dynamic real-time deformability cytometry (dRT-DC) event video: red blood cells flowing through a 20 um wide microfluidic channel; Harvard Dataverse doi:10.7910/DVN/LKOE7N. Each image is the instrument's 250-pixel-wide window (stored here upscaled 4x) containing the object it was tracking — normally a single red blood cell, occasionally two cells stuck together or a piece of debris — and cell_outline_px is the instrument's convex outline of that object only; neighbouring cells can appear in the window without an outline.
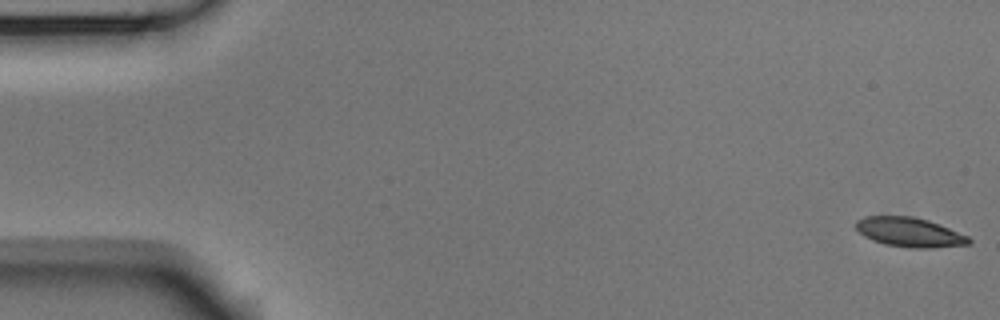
{"species": "Egyptian fruit bat (a non-hibernating species)", "species_latin": "Rousettus aegyptiacus", "temperature_condition": "room temperature", "stored_images_in_passage": 55, "camera_frame_rate_fps": 3000, "um_per_image_px": 0.085, "animal": {"sex": "male"}, "frame": {"image": 1, "passage_image": 1, "time_ms": 0.0, "image_size_px": [1000, 320], "cell_outline_px": [[972, 240], [968, 244], [928, 248], [912, 248], [884, 244], [872, 240], [864, 236], [856, 228], [856, 220], [864, 216], [912, 216], [928, 220], [968, 236]], "centroid_in_image_um": [77.28, 19.73], "position_along_channel_um": 7.7, "area_um2": 19.19}}
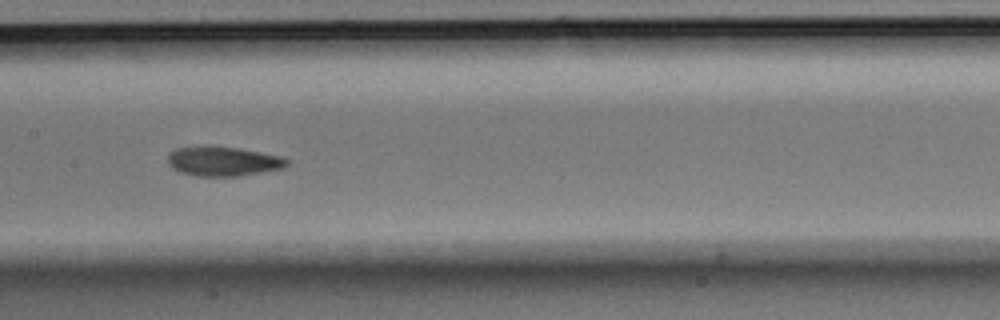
{"frame": {"image": 2, "passage_image": 27, "time_ms": 8.667, "image_size_px": [1000, 320], "cell_outline_px": [[288, 164], [284, 168], [240, 176], [196, 176], [180, 172], [172, 168], [168, 164], [168, 152], [176, 148], [204, 144], [208, 144], [236, 148], [284, 156], [288, 160]], "centroid_in_image_um": [18.93, 13.69], "position_along_channel_um": 188.5, "area_um2": 20.98}}
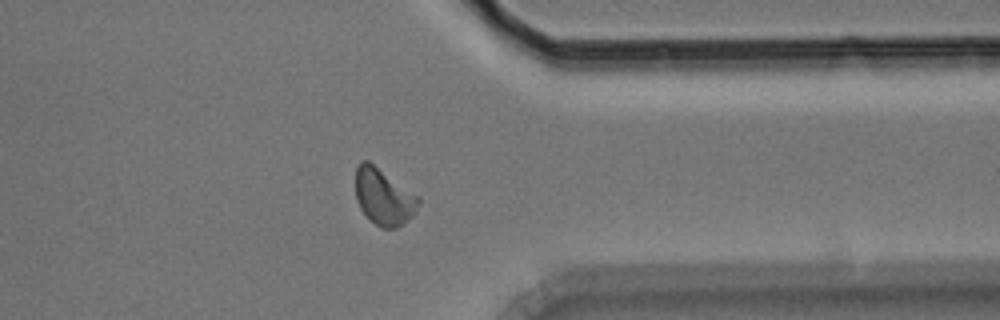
{"frame": {"image": 3, "passage_image": 43, "time_ms": 14.0, "image_size_px": [1000, 320], "cell_outline_px": [[420, 204], [412, 216], [408, 220], [396, 228], [380, 228], [360, 208], [356, 200], [356, 164], [360, 160], [368, 160], [420, 196]], "centroid_in_image_um": [32.62, 16.7], "position_along_channel_um": 378.8, "area_um2": 20.81}, "authors_computed_cell_mechanics": {"area_um2": 19.941, "velocity_mm_per_s": 3.6935, "shape_relaxation_time_tau1_ms": 9.2592, "shape_relaxation_time_tau2_ms": 3.6662, "deformation_change_tau1": 0.2046, "deformation_change_tau2": 0.0908}}